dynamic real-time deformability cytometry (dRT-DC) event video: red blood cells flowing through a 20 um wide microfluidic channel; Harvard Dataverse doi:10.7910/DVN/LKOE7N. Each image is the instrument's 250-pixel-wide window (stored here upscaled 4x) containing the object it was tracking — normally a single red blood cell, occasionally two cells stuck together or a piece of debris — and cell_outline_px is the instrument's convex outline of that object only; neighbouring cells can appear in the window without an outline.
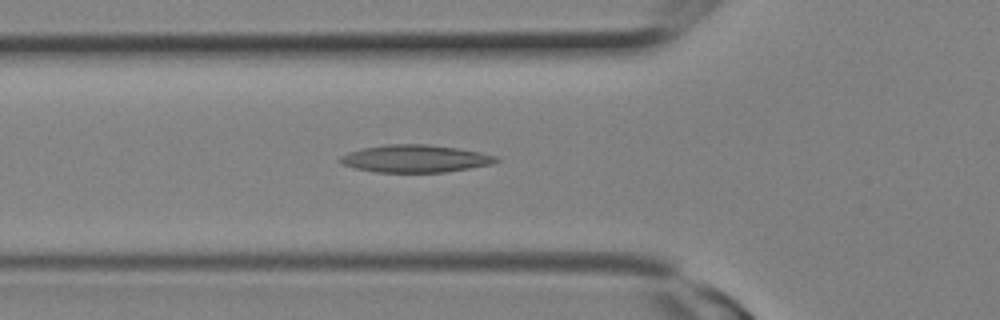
{"species": "Egyptian fruit bat (a non-hibernating species)", "species_latin": "Rousettus aegyptiacus", "temperature_condition": "room temperature", "stored_images_in_passage": 9, "camera_frame_rate_fps": 3000, "um_per_image_px": 0.085, "animal": {"sex": "female"}, "frame": {"image": 1, "passage_image": 6, "time_ms": 1.667, "image_size_px": [1000, 320], "cell_outline_px": [[500, 160], [492, 164], [444, 172], [376, 172], [356, 168], [340, 164], [336, 160], [340, 156], [348, 152], [360, 148], [384, 144], [428, 144], [460, 148], [500, 156]], "centroid_in_image_um": [35.27, 13.47], "position_along_channel_um": 90.5, "area_um2": 25.32}}
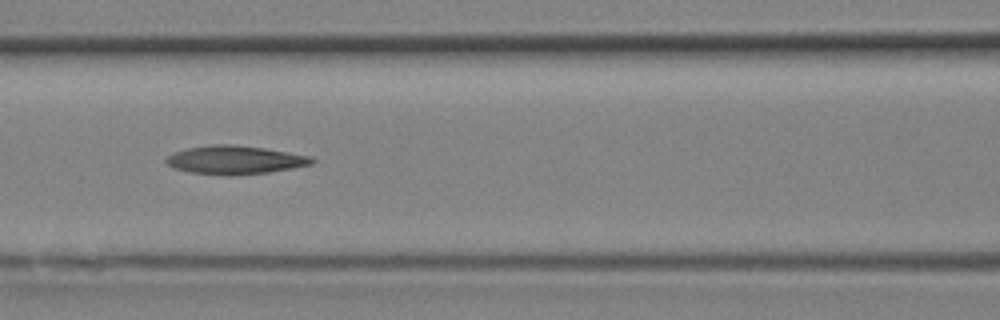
{"frame": {"image": 2, "passage_image": 8, "time_ms": 2.333, "image_size_px": [1000, 320], "cell_outline_px": [[316, 160], [312, 164], [292, 168], [268, 172], [228, 176], [188, 172], [172, 168], [164, 160], [168, 156], [176, 152], [188, 148], [212, 144], [232, 144], [264, 148], [312, 156]], "centroid_in_image_um": [19.97, 13.6], "position_along_channel_um": 146.6, "area_um2": 24.22}}